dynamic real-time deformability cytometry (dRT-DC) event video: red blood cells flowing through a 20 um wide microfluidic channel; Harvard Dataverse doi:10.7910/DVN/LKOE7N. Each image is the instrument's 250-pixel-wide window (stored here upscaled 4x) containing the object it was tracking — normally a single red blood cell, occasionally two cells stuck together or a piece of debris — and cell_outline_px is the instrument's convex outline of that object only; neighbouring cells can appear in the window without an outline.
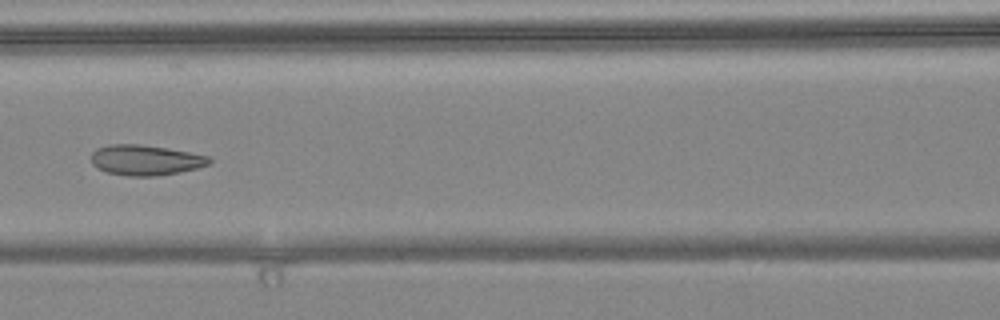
{"species": "common noctule bat (a hibernating species)", "species_latin": "Nyctalus noctula", "temperature_condition": "warm", "stored_images_in_passage": 7, "camera_frame_rate_fps": 3000, "um_per_image_px": 0.085, "animal": {"sex": "female", "body_mass_g": 24.6, "forearm_length_mm": 56.2}, "frame": {"image": 1, "passage_image": 7, "time_ms": 2.0, "image_size_px": [1000, 320], "cell_outline_px": [[212, 164], [196, 168], [156, 176], [128, 176], [104, 172], [96, 168], [92, 164], [92, 152], [96, 148], [108, 144], [140, 144], [188, 152], [208, 156], [212, 160]], "centroid_in_image_um": [12.32, 13.61], "position_along_channel_um": 154.3, "area_um2": 20.87}}